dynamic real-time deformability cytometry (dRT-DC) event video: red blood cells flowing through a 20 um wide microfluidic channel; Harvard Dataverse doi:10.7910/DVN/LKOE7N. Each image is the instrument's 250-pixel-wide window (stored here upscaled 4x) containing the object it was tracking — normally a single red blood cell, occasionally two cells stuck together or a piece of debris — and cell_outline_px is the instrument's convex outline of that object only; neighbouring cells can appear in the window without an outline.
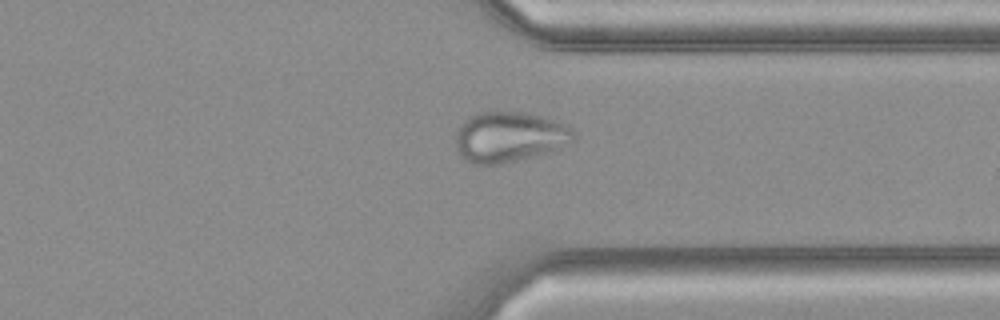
{"species": "common noctule bat (a hibernating species)", "species_latin": "Nyctalus noctula", "temperature_condition": "cold", "stored_images_in_passage": 31, "camera_frame_rate_fps": 3000, "um_per_image_px": 0.085, "animal": {"sex": "female", "body_mass_g": 21.9}, "frame": {"image": 1, "passage_image": 22, "time_ms": 7.0, "image_size_px": [1000, 320], "cell_outline_px": [[576, 140], [572, 144], [548, 152], [504, 164], [472, 164], [460, 156], [456, 148], [456, 128], [468, 116], [480, 112], [524, 112], [540, 116], [552, 120], [576, 132]], "centroid_in_image_um": [43.27, 11.65], "position_along_channel_um": 368.1, "area_um2": 34.85}}